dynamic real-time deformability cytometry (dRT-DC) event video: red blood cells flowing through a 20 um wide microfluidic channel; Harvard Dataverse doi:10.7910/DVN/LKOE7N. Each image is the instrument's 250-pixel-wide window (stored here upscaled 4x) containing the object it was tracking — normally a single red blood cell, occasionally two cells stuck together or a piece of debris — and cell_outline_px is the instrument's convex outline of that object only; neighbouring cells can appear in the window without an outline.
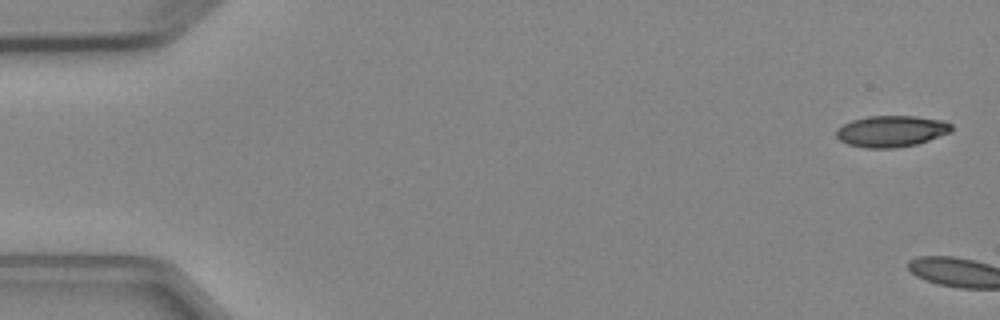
{"species": "Egyptian fruit bat (a non-hibernating species)", "species_latin": "Rousettus aegyptiacus", "temperature_condition": "cold", "stored_images_in_passage": 4, "camera_frame_rate_fps": 3000, "um_per_image_px": 0.085, "animal": {"sex": "female"}, "frame": {"image": 1, "passage_image": 1, "time_ms": 0.0, "image_size_px": [1000, 320], "cell_outline_px": [[952, 132], [916, 144], [896, 148], [864, 148], [848, 144], [840, 140], [836, 136], [836, 128], [852, 120], [868, 116], [916, 116], [944, 120], [952, 124]], "centroid_in_image_um": [75.77, 11.15], "position_along_channel_um": 9.2, "area_um2": 21.15}}